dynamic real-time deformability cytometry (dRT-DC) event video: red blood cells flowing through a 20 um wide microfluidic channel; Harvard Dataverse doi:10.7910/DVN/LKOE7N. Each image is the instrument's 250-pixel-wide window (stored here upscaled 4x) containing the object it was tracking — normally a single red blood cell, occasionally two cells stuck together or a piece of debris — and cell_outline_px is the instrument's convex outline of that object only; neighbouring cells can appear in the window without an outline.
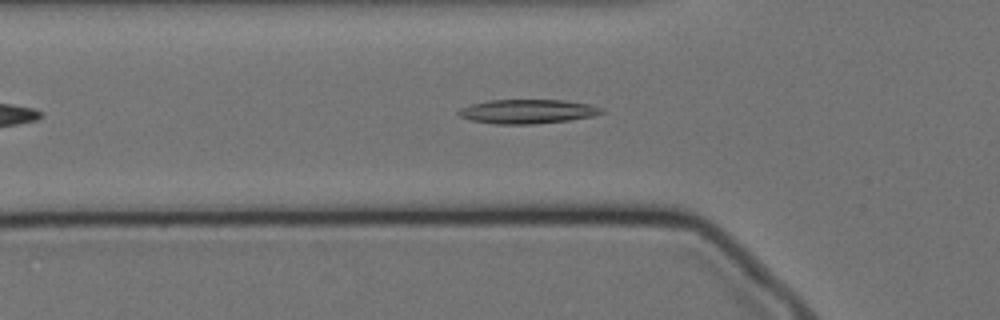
{"species": "Egyptian fruit bat (a non-hibernating species)", "species_latin": "Rousettus aegyptiacus", "temperature_condition": "cold", "stored_images_in_passage": 43, "camera_frame_rate_fps": 3000, "um_per_image_px": 0.085, "animal": {"sex": "female"}, "frame": {"image": 1, "passage_image": 4, "time_ms": 1.0, "image_size_px": [1000, 320], "cell_outline_px": [[604, 112], [596, 116], [568, 120], [536, 124], [496, 124], [472, 120], [460, 116], [456, 112], [460, 108], [472, 104], [488, 100], [564, 100], [588, 104], [604, 108]], "centroid_in_image_um": [44.87, 9.47], "position_along_channel_um": 80.9, "area_um2": 20.17}}
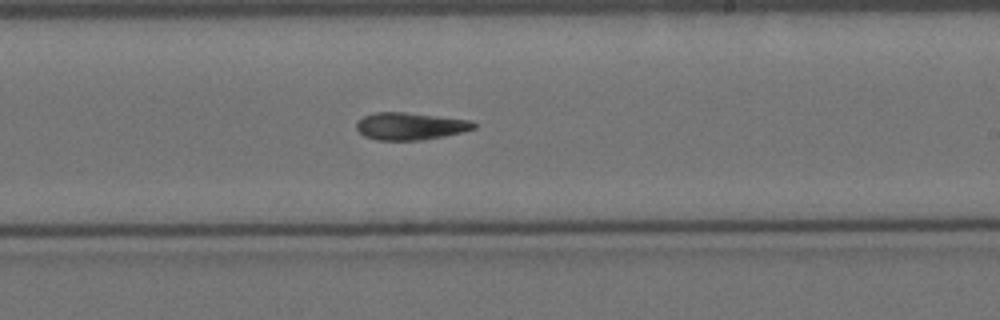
{"frame": {"image": 2, "passage_image": 19, "time_ms": 6.0, "image_size_px": [1000, 320], "cell_outline_px": [[476, 128], [444, 136], [420, 140], [376, 140], [364, 136], [356, 128], [356, 120], [364, 116], [376, 112], [404, 112], [472, 120], [476, 124]], "centroid_in_image_um": [34.84, 10.72], "position_along_channel_um": 254.2, "area_um2": 18.67}}
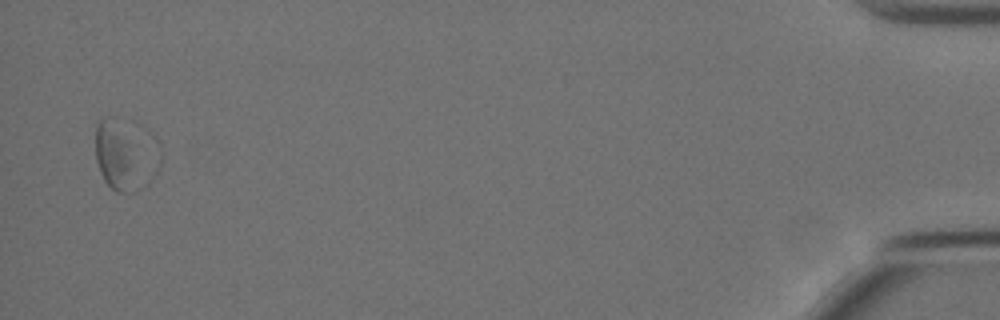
{"frame": {"image": 3, "passage_image": 42, "time_ms": 13.667, "image_size_px": [1000, 320], "cell_outline_px": [[164, 152], [160, 164], [156, 172], [148, 184], [132, 192], [116, 192], [104, 180], [100, 172], [96, 160], [96, 124], [104, 116], [112, 116], [160, 144]], "centroid_in_image_um": [10.68, 13.21], "position_along_channel_um": 424.5, "area_um2": 26.65}, "authors_computed_cell_mechanics": {"area_um2": 18.6694, "velocity_mm_per_s": 3.46, "shape_relaxation_time_tau1_ms": 6.0111, "shape_relaxation_time_tau2_ms": 8.6135, "deformation_change_tau1": 0.1495, "deformation_change_tau2": 0.1858}}